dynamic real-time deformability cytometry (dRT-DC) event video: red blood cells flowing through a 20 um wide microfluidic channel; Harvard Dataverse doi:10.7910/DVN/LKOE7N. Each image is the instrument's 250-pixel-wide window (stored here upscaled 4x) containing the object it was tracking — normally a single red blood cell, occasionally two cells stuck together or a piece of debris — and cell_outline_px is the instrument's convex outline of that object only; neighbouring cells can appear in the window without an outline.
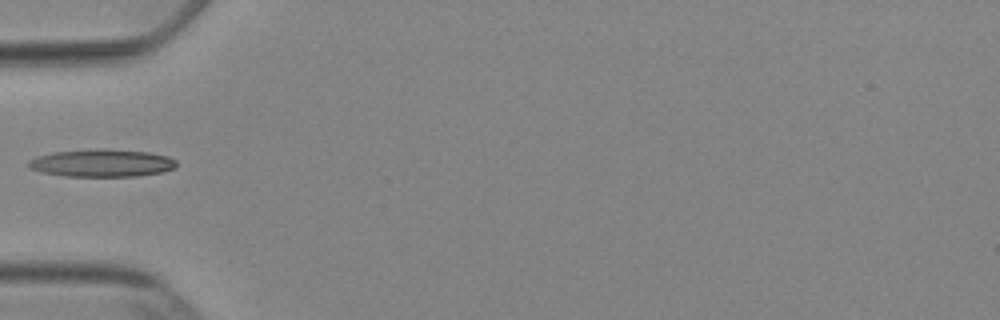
{"species": "Egyptian fruit bat (a non-hibernating species)", "species_latin": "Rousettus aegyptiacus", "temperature_condition": "cold", "stored_images_in_passage": 35, "camera_frame_rate_fps": 3000, "um_per_image_px": 0.085, "animal": {"sex": "female"}, "frame": {"image": 1, "passage_image": 1, "time_ms": 0.0, "image_size_px": [1000, 320], "cell_outline_px": [[176, 168], [160, 172], [140, 176], [64, 176], [40, 172], [28, 168], [24, 164], [28, 160], [36, 156], [52, 152], [96, 148], [104, 148], [148, 152], [168, 156], [176, 160]], "centroid_in_image_um": [8.59, 13.85], "position_along_channel_um": 76.4, "area_um2": 24.22}}
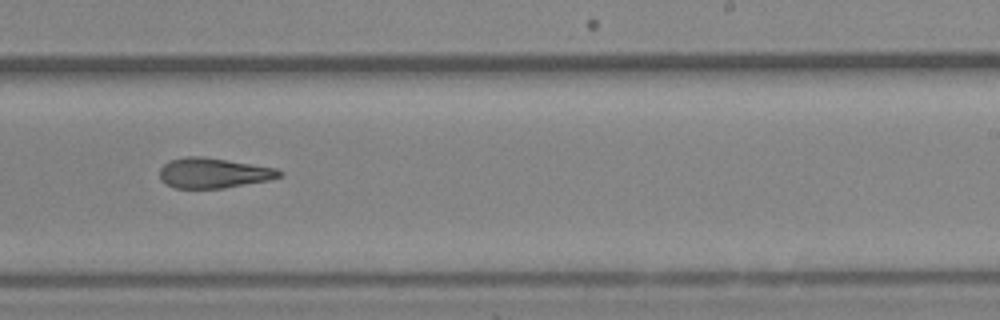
{"frame": {"image": 2, "passage_image": 16, "time_ms": 5.0, "image_size_px": [1000, 320], "cell_outline_px": [[284, 176], [268, 180], [224, 188], [176, 188], [160, 180], [160, 168], [168, 160], [184, 156], [200, 156], [276, 168], [284, 172]], "centroid_in_image_um": [18.14, 14.7], "position_along_channel_um": 270.9, "area_um2": 20.98}}
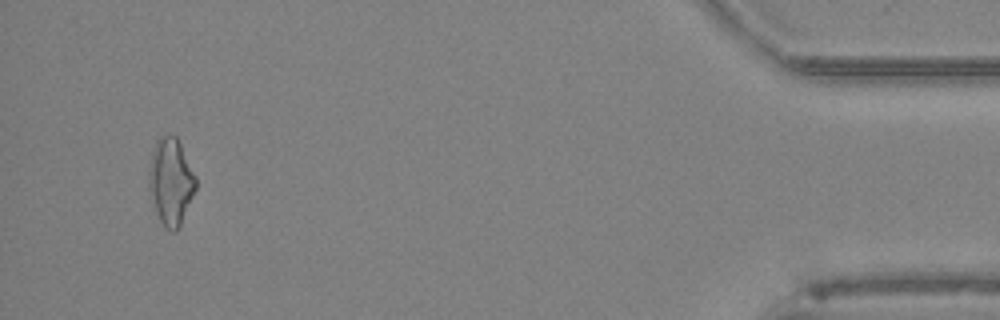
{"frame": {"image": 3, "passage_image": 33, "time_ms": 10.667, "image_size_px": [1000, 320], "cell_outline_px": [[196, 188], [180, 224], [176, 232], [168, 232], [164, 228], [156, 212], [148, 184], [148, 168], [156, 140], [160, 136], [176, 136], [196, 176]], "centroid_in_image_um": [14.5, 15.45], "position_along_channel_um": 420.7, "area_um2": 23.47}}